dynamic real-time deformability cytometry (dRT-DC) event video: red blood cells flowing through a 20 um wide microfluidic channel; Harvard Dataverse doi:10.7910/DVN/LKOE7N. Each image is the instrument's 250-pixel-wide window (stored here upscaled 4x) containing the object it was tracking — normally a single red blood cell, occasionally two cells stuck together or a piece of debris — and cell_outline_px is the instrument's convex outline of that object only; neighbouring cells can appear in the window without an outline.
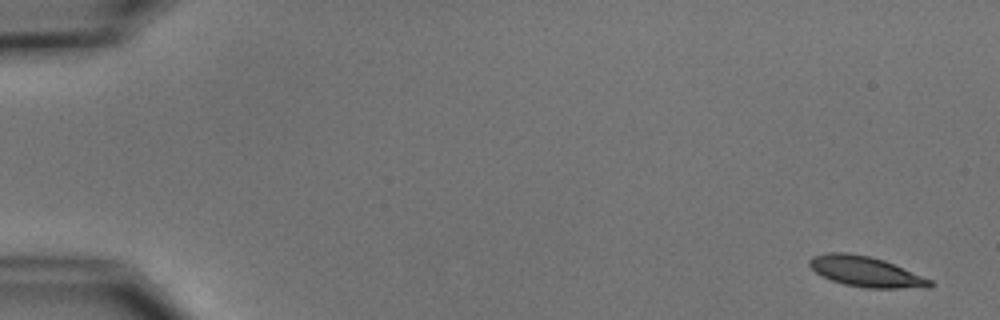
{"species": "common noctule bat (a hibernating species)", "species_latin": "Nyctalus noctula", "temperature_condition": "cold", "stored_images_in_passage": 5, "camera_frame_rate_fps": 3000, "um_per_image_px": 0.085, "animal": {"sex": "male", "body_mass_g": 15.6}, "frame": {"image": 1, "passage_image": 1, "time_ms": 0.0, "image_size_px": [1000, 320], "cell_outline_px": [[936, 284], [928, 288], [864, 288], [844, 284], [832, 280], [816, 272], [808, 264], [808, 260], [812, 256], [828, 252], [848, 252], [868, 256], [884, 260], [932, 280]], "centroid_in_image_um": [73.61, 23.09], "position_along_channel_um": 11.4, "area_um2": 21.33}}
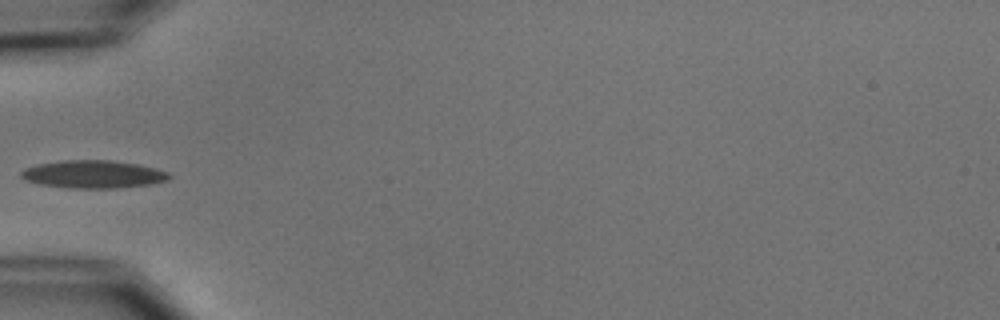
{"frame": {"image": 2, "passage_image": 5, "time_ms": 5.667, "image_size_px": [1000, 320], "cell_outline_px": [[172, 176], [168, 180], [152, 184], [120, 188], [68, 188], [40, 184], [24, 180], [20, 176], [20, 172], [24, 168], [40, 164], [64, 160], [108, 160], [136, 164], [156, 168], [168, 172]], "centroid_in_image_um": [7.94, 14.82], "position_along_channel_um": 77.1, "area_um2": 24.04}}